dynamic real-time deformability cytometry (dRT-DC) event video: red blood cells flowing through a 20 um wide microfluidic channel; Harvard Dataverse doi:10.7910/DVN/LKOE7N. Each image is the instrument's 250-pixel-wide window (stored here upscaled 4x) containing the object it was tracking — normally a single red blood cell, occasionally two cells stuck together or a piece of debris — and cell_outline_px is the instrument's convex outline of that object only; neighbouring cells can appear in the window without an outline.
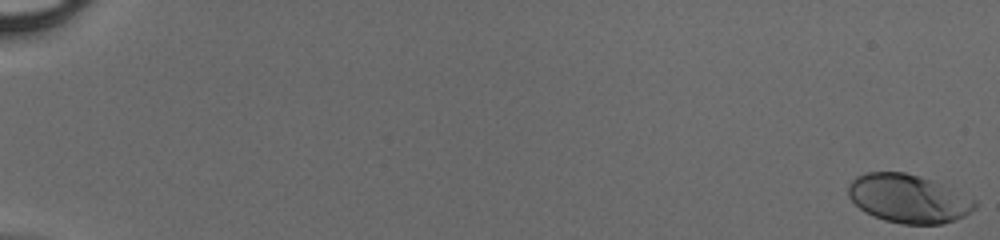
{"species": "human", "species_latin": "Homo sapiens", "temperature_condition": "cold", "stored_images_in_passage": 51, "camera_frame_rate_fps": 3000, "um_per_image_px": 0.085, "donor": {"sex": "male"}, "frame": {"image": 1, "passage_image": 1, "time_ms": 0.0, "image_size_px": [1000, 240], "cell_outline_px": [[976, 208], [964, 216], [956, 220], [940, 224], [900, 224], [884, 220], [872, 216], [864, 212], [848, 196], [848, 184], [856, 176], [868, 172], [904, 172], [920, 176], [932, 180], [976, 200]], "centroid_in_image_um": [77.18, 16.89], "position_along_channel_um": 7.8, "area_um2": 35.72}}
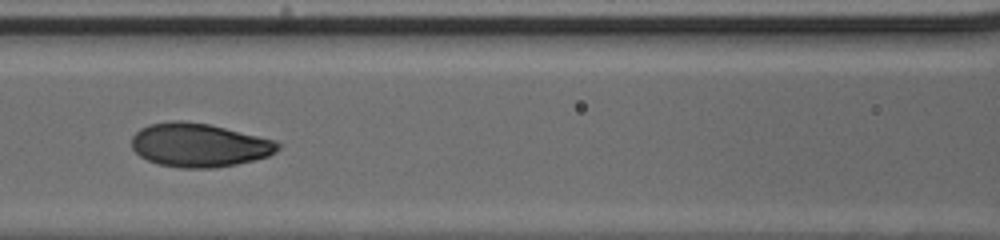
{"frame": {"image": 2, "passage_image": 26, "time_ms": 8.333, "image_size_px": [1000, 240], "cell_outline_px": [[280, 148], [276, 152], [268, 156], [236, 164], [212, 168], [180, 168], [160, 164], [148, 160], [140, 156], [132, 148], [132, 136], [140, 128], [148, 124], [172, 120], [184, 120], [208, 124], [276, 140], [280, 144]], "centroid_in_image_um": [16.91, 12.32], "position_along_channel_um": 149.7, "area_um2": 37.22}}
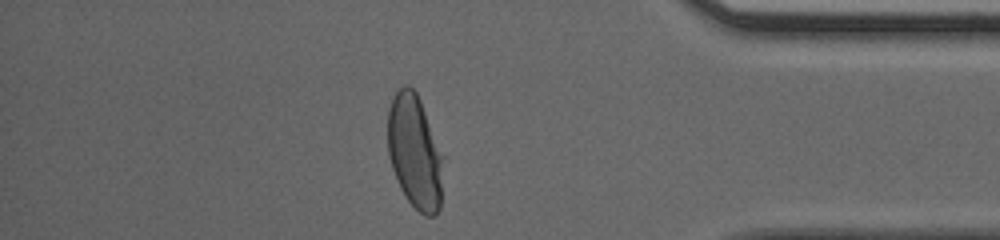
{"frame": {"image": 3, "passage_image": 45, "time_ms": 14.667, "image_size_px": [1000, 240], "cell_outline_px": [[444, 156], [440, 208], [432, 216], [424, 216], [408, 200], [400, 188], [392, 168], [388, 156], [388, 108], [396, 92], [404, 84], [408, 84], [416, 92], [420, 100]], "centroid_in_image_um": [35.26, 12.91], "position_along_channel_um": 399.9, "area_um2": 36.88}}